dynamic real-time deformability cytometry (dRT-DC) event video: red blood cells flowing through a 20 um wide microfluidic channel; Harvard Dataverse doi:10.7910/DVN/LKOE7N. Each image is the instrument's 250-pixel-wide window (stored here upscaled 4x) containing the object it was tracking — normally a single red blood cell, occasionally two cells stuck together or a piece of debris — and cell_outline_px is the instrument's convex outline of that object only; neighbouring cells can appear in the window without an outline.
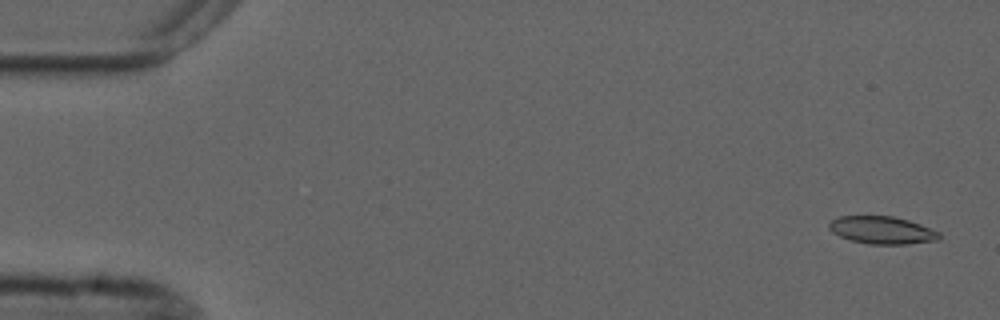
{"species": "common noctule bat (a hibernating species)", "species_latin": "Nyctalus noctula", "temperature_condition": "cold", "stored_images_in_passage": 5, "camera_frame_rate_fps": 3000, "um_per_image_px": 0.085, "animal": {"sex": "male", "forearm_length_mm": 52.5}, "frame": {"image": 1, "passage_image": 1, "time_ms": 0.0, "image_size_px": [1000, 320], "cell_outline_px": [[940, 240], [908, 244], [868, 244], [852, 240], [840, 236], [832, 232], [828, 228], [828, 224], [832, 220], [840, 216], [892, 216], [908, 220], [920, 224], [940, 232]], "centroid_in_image_um": [74.99, 19.56], "position_along_channel_um": 10.0, "area_um2": 17.69}}
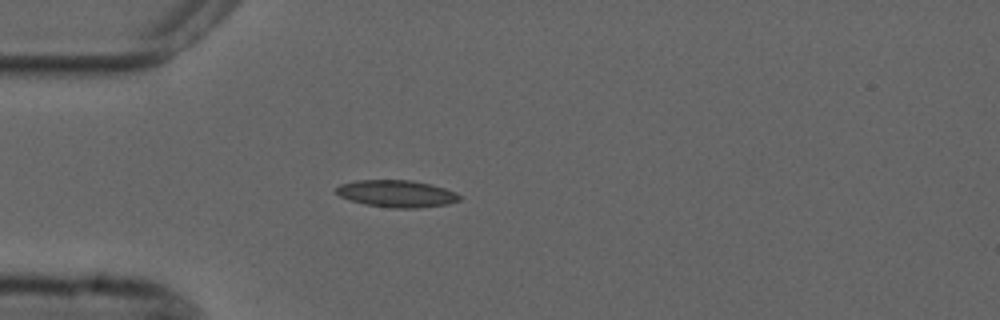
{"frame": {"image": 2, "passage_image": 5, "time_ms": 4.333, "image_size_px": [1000, 320], "cell_outline_px": [[460, 200], [448, 204], [416, 208], [392, 208], [364, 204], [340, 196], [336, 192], [336, 188], [340, 184], [356, 180], [412, 180], [444, 188], [456, 192], [460, 196]], "centroid_in_image_um": [33.71, 16.46], "position_along_channel_um": 51.3, "area_um2": 19.31}}